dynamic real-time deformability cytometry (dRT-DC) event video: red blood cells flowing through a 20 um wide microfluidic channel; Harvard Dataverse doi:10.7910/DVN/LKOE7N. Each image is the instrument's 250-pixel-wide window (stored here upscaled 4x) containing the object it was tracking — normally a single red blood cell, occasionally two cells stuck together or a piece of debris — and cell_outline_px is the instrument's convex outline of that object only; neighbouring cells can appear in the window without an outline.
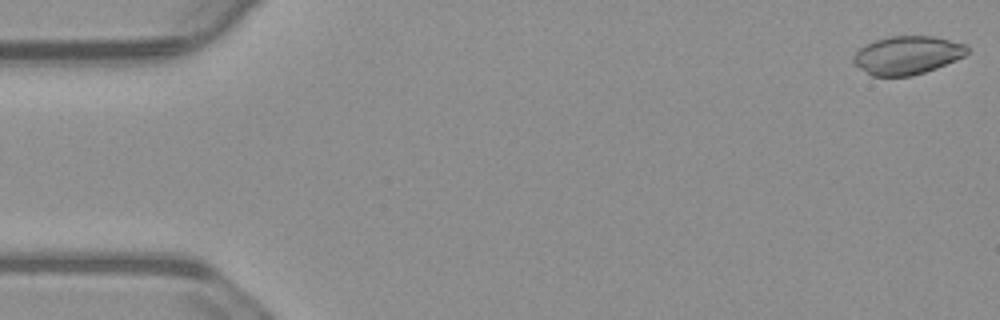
{"species": "common noctule bat (a hibernating species)", "species_latin": "Nyctalus noctula", "temperature_condition": "warm", "stored_images_in_passage": 55, "camera_frame_rate_fps": 3000, "um_per_image_px": 0.085, "animal": {"sex": "male", "body_mass_g": 23.1, "forearm_length_mm": 52.7}, "frame": {"image": 1, "passage_image": 1, "time_ms": 0.0, "image_size_px": [1000, 320], "cell_outline_px": [[968, 52], [964, 56], [956, 60], [936, 68], [912, 76], [872, 76], [860, 68], [852, 60], [852, 56], [860, 48], [876, 40], [888, 36], [932, 36], [968, 44]], "centroid_in_image_um": [77.14, 4.69], "position_along_channel_um": 7.9, "area_um2": 25.32}}
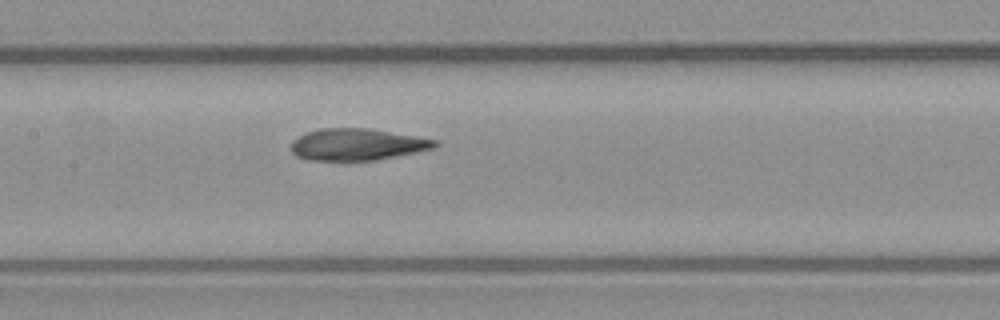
{"frame": {"image": 2, "passage_image": 26, "time_ms": 8.333, "image_size_px": [1000, 320], "cell_outline_px": [[440, 144], [436, 148], [376, 160], [348, 164], [344, 164], [308, 160], [296, 156], [292, 152], [292, 140], [308, 132], [320, 128], [368, 128], [440, 140]], "centroid_in_image_um": [30.36, 12.33], "position_along_channel_um": 177.0, "area_um2": 27.69}}
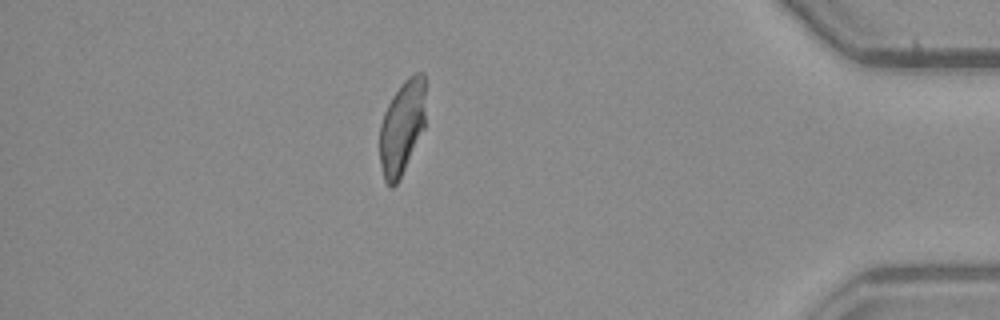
{"frame": {"image": 3, "passage_image": 48, "time_ms": 15.667, "image_size_px": [1000, 320], "cell_outline_px": [[424, 128], [400, 180], [392, 188], [388, 188], [384, 180], [380, 164], [380, 124], [384, 112], [392, 96], [400, 84], [408, 76], [416, 72], [424, 72]], "centroid_in_image_um": [34.15, 10.85], "position_along_channel_um": 401.1, "area_um2": 25.37}, "authors_computed_cell_mechanics": {"area_um2": 26.9348, "velocity_mm_per_s": 3.6958, "shape_relaxation_time_tau1_ms": 7.9035, "shape_relaxation_time_tau2_ms": 0.8991, "deformation_change_tau1": 0.2872, "deformation_change_tau2": 0.0493}}